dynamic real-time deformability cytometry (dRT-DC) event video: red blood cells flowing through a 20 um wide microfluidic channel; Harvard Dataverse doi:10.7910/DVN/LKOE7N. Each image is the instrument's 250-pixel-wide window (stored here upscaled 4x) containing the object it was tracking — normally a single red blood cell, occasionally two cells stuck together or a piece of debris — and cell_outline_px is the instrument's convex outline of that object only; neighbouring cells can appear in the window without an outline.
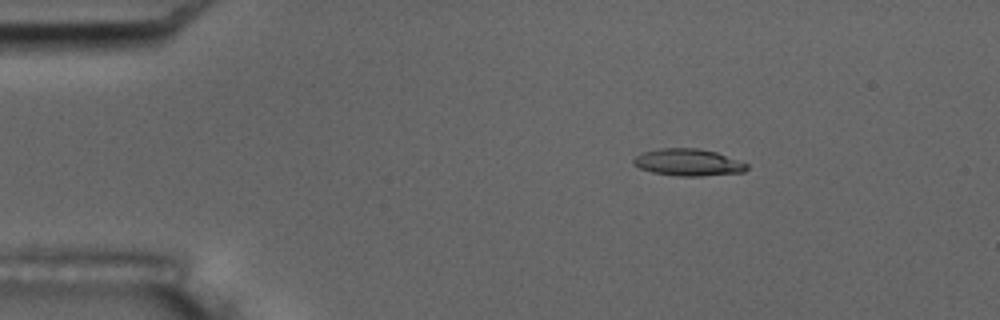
{"species": "common noctule bat (a hibernating species)", "species_latin": "Nyctalus noctula", "temperature_condition": "room temperature", "stored_images_in_passage": 4, "camera_frame_rate_fps": 3000, "um_per_image_px": 0.085, "animal": {"sex": "male", "body_mass_g": 17.5, "forearm_length_mm": 52.3}, "frame": {"image": 1, "passage_image": 2, "time_ms": 1.333, "image_size_px": [1000, 320], "cell_outline_px": [[748, 168], [744, 172], [700, 176], [676, 176], [652, 172], [640, 168], [632, 164], [632, 160], [640, 152], [660, 148], [700, 148], [716, 152], [748, 164]], "centroid_in_image_um": [58.45, 13.8], "position_along_channel_um": 26.5, "area_um2": 17.92}}